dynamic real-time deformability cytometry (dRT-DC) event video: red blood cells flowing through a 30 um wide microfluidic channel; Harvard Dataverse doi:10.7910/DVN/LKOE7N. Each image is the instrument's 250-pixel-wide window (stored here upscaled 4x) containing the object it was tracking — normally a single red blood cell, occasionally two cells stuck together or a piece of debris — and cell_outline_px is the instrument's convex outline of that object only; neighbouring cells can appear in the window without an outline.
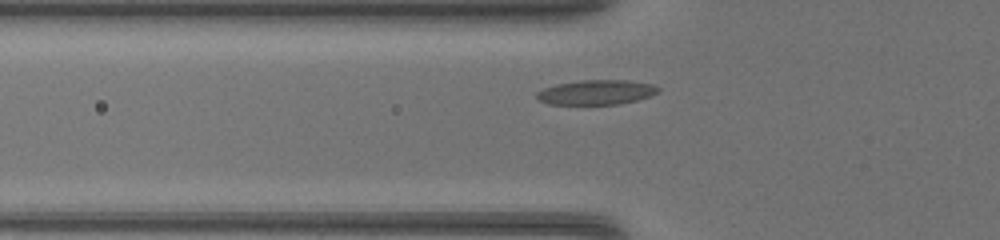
{"species": "common noctule bat (a hibernating species)", "species_latin": "Nyctalus noctula", "temperature_condition": "warm", "stored_images_in_passage": 37, "camera_frame_rate_fps": 3000, "um_per_image_px": 0.085, "animal": {"sex": "female", "body_mass_g": 17.0, "forearm_length_mm": 48.0}, "frame": {"image": 1, "passage_image": 7, "time_ms": 2.0, "image_size_px": [1000, 240], "cell_outline_px": [[660, 92], [636, 100], [620, 104], [548, 104], [536, 100], [536, 92], [544, 88], [556, 84], [580, 80], [628, 80], [652, 84], [660, 88]], "centroid_in_image_um": [50.66, 7.84], "position_along_channel_um": 75.1, "area_um2": 17.57}}
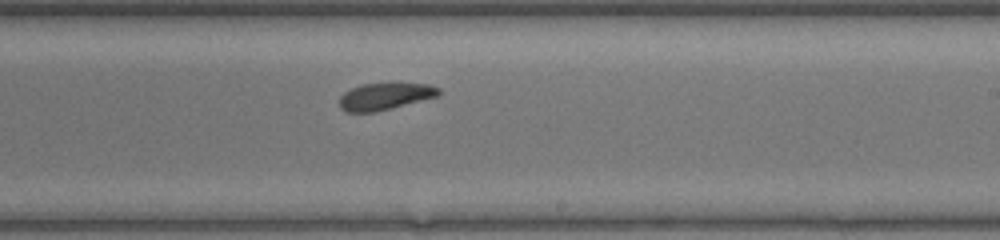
{"frame": {"image": 2, "passage_image": 19, "time_ms": 6.0, "image_size_px": [1000, 240], "cell_outline_px": [[440, 96], [376, 112], [344, 112], [340, 108], [340, 96], [344, 92], [360, 84], [392, 80], [428, 84], [440, 88]], "centroid_in_image_um": [32.76, 8.14], "position_along_channel_um": 256.2, "area_um2": 16.53}}
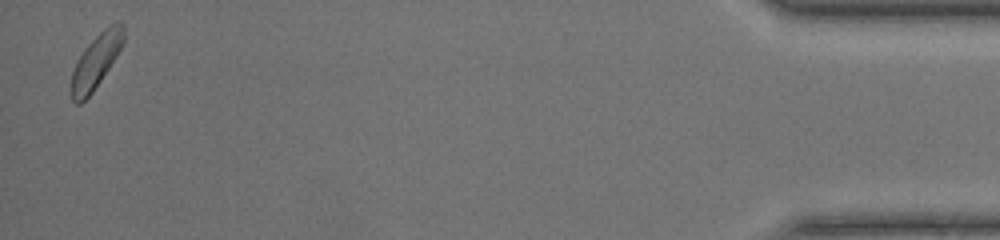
{"frame": {"image": 3, "passage_image": 36, "time_ms": 11.667, "image_size_px": [1000, 240], "cell_outline_px": [[124, 40], [116, 56], [92, 92], [80, 104], [76, 104], [72, 100], [68, 88], [72, 72], [76, 60], [84, 48], [104, 28], [120, 20], [124, 24]], "centroid_in_image_um": [8.11, 5.22], "position_along_channel_um": 427.1, "area_um2": 16.53}}